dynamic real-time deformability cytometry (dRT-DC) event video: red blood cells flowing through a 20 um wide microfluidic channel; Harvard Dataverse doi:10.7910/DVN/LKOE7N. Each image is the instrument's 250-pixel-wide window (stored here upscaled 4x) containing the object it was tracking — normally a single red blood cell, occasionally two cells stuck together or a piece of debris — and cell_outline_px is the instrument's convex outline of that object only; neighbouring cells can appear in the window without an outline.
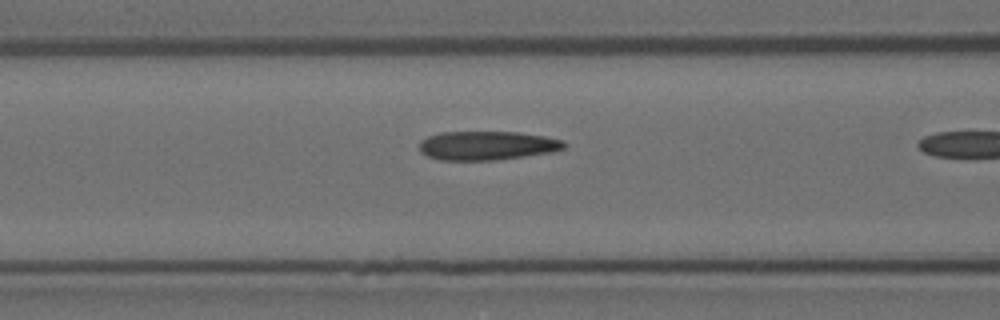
{"species": "Egyptian fruit bat (a non-hibernating species)", "species_latin": "Rousettus aegyptiacus", "temperature_condition": "room temperature", "stored_images_in_passage": 20, "camera_frame_rate_fps": 3000, "um_per_image_px": 0.085, "animal": {"sex": "female"}, "frame": {"image": 1, "passage_image": 19, "time_ms": 6.0, "image_size_px": [1000, 320], "cell_outline_px": [[568, 144], [564, 148], [552, 152], [492, 160], [440, 160], [428, 156], [420, 152], [420, 140], [428, 136], [440, 132], [516, 132], [544, 136], [564, 140]], "centroid_in_image_um": [41.39, 12.36], "position_along_channel_um": 125.2, "area_um2": 24.33}}